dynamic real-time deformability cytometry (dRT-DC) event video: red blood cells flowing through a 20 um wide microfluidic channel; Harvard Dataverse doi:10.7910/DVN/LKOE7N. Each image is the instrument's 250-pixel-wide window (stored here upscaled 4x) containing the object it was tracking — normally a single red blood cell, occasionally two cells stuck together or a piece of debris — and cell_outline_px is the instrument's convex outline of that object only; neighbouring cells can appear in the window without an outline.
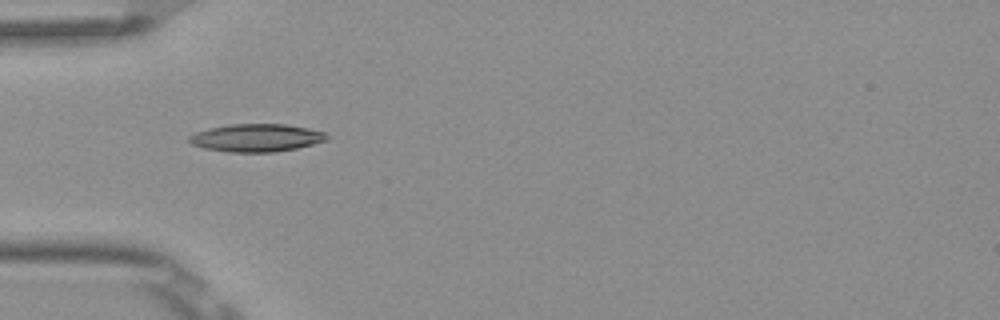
{"species": "Egyptian fruit bat (a non-hibernating species)", "species_latin": "Rousettus aegyptiacus", "temperature_condition": "room temperature", "stored_images_in_passage": 3, "camera_frame_rate_fps": 3000, "um_per_image_px": 0.085, "frame": {"image": 1, "passage_image": 1, "time_ms": 0.0, "image_size_px": [1000, 320], "cell_outline_px": [[328, 140], [296, 148], [276, 152], [228, 152], [204, 148], [192, 144], [188, 140], [188, 136], [196, 132], [208, 128], [232, 124], [284, 124], [308, 128], [324, 132], [328, 136]], "centroid_in_image_um": [21.78, 11.71], "position_along_channel_um": 63.2, "area_um2": 22.25}}
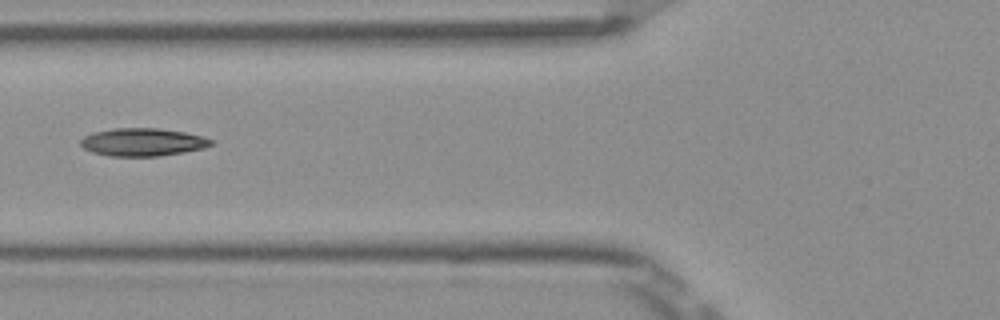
{"frame": {"image": 2, "passage_image": 2, "time_ms": 0.333, "image_size_px": [1000, 320], "cell_outline_px": [[216, 140], [212, 144], [204, 148], [184, 152], [160, 156], [108, 156], [92, 152], [84, 148], [80, 144], [80, 140], [84, 136], [92, 132], [112, 128], [160, 128], [184, 132]], "centroid_in_image_um": [12.11, 12.07], "position_along_channel_um": 113.7, "area_um2": 21.33}}
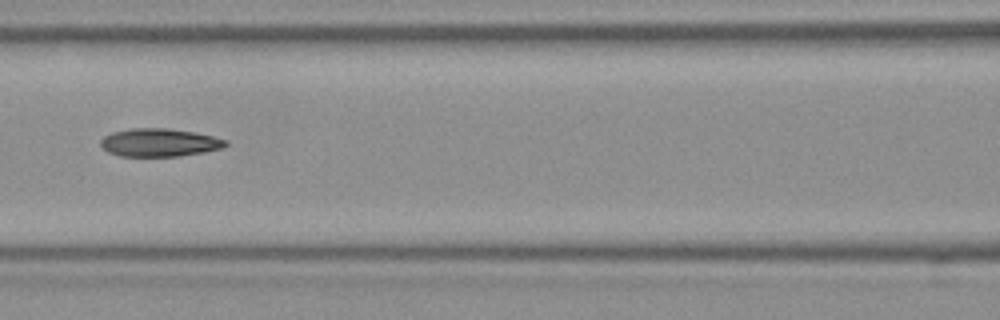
{"frame": {"image": 3, "passage_image": 3, "time_ms": 0.667, "image_size_px": [1000, 320], "cell_outline_px": [[228, 144], [224, 148], [204, 152], [180, 156], [120, 156], [108, 152], [100, 144], [100, 140], [104, 136], [112, 132], [132, 128], [168, 128], [192, 132], [212, 136], [228, 140]], "centroid_in_image_um": [13.56, 12.12], "position_along_channel_um": 153.0, "area_um2": 20.46}}